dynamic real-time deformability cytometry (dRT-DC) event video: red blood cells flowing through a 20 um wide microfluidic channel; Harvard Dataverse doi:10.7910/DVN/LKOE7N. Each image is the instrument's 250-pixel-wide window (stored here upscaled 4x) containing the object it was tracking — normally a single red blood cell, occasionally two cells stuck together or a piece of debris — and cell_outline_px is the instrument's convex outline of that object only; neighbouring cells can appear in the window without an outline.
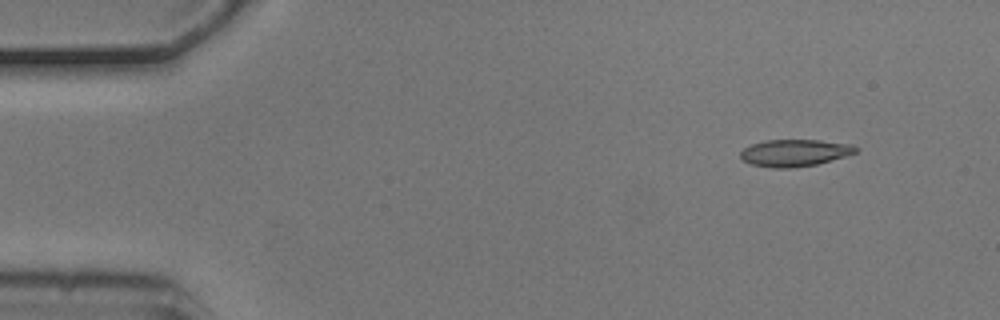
{"species": "common noctule bat (a hibernating species)", "species_latin": "Nyctalus noctula", "temperature_condition": "cold", "stored_images_in_passage": 5, "segment_of_instrument_passage": [2, 2], "camera_frame_rate_fps": 3000, "um_per_image_px": 0.085, "animal": {"sex": "male", "body_mass_g": 20.5, "forearm_length_mm": 52.5}, "frame": {"image": 1, "passage_image": 5, "time_ms": 1.333, "image_size_px": [1000, 320], "cell_outline_px": [[860, 148], [856, 152], [844, 156], [816, 164], [792, 168], [772, 168], [752, 164], [744, 160], [740, 156], [740, 152], [744, 148], [752, 144], [764, 140], [820, 140], [852, 144]], "centroid_in_image_um": [67.55, 12.98], "position_along_channel_um": 17.5, "area_um2": 18.03}}